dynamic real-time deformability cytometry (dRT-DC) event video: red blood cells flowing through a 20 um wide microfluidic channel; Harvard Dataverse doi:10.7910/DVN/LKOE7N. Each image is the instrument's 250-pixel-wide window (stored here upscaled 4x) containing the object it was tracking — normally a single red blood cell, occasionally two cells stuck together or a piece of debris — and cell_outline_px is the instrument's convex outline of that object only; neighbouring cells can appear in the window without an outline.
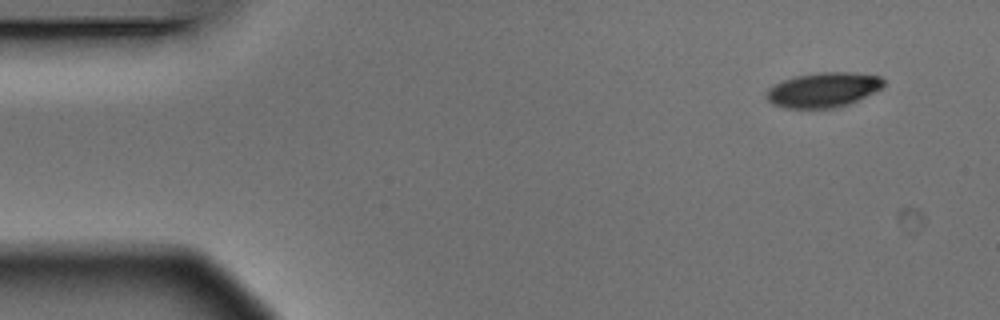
{"species": "Egyptian fruit bat (a non-hibernating species)", "species_latin": "Rousettus aegyptiacus", "temperature_condition": "warm", "stored_images_in_passage": 4, "camera_frame_rate_fps": 3000, "um_per_image_px": 0.085, "animal": {"sex": "male"}, "frame": {"image": 1, "passage_image": 1, "time_ms": 0.0, "image_size_px": [1000, 320], "cell_outline_px": [[884, 88], [848, 104], [836, 108], [784, 108], [772, 104], [764, 96], [768, 88], [772, 84], [796, 76], [820, 72], [848, 72], [880, 76], [884, 80]], "centroid_in_image_um": [69.96, 7.64], "position_along_channel_um": 15.0, "area_um2": 23.93}}
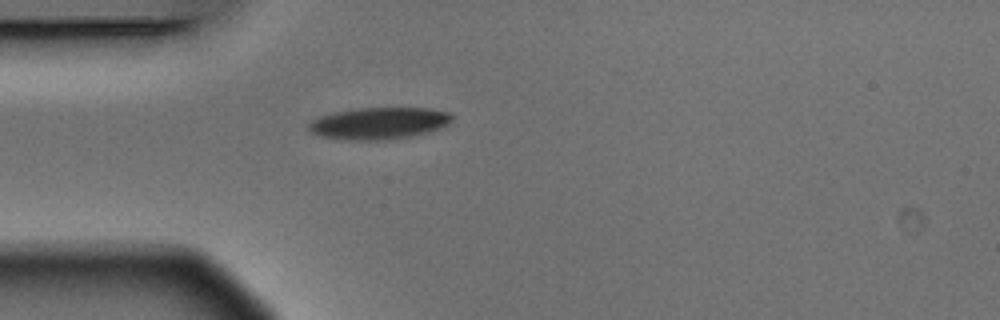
{"frame": {"image": 2, "passage_image": 4, "time_ms": 1.0, "image_size_px": [1000, 320], "cell_outline_px": [[452, 120], [448, 124], [440, 128], [428, 132], [412, 136], [388, 140], [348, 140], [320, 136], [308, 132], [308, 124], [312, 120], [320, 116], [332, 112], [356, 108], [428, 108], [448, 112], [452, 116]], "centroid_in_image_um": [32.18, 10.48], "position_along_channel_um": 52.8, "area_um2": 26.82}}